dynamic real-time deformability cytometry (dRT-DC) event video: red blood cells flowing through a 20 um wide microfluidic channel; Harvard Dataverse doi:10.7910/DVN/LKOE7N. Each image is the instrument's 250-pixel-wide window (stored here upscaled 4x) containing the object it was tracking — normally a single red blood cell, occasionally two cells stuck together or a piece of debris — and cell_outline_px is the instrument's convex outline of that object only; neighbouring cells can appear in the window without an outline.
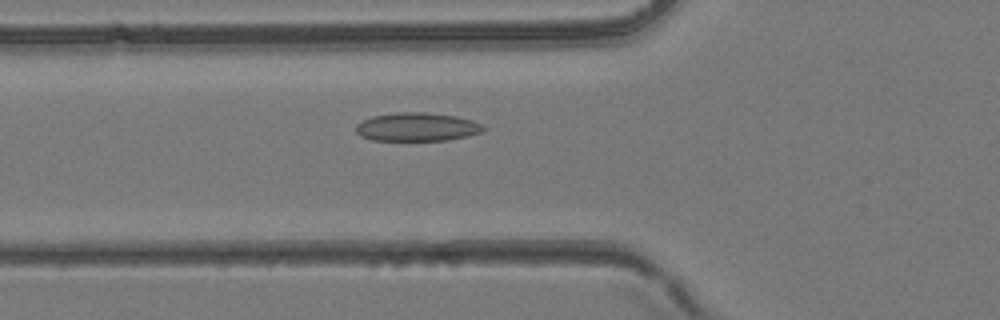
{"species": "common noctule bat (a hibernating species)", "species_latin": "Nyctalus noctula", "temperature_condition": "room temperature", "stored_images_in_passage": 42, "camera_frame_rate_fps": 3000, "um_per_image_px": 0.085, "animal": {"sex": "female", "body_mass_g": 24.6, "forearm_length_mm": 56.2}, "frame": {"image": 1, "passage_image": 14, "time_ms": 4.333, "image_size_px": [1000, 320], "cell_outline_px": [[484, 128], [480, 132], [468, 136], [448, 140], [372, 140], [360, 136], [356, 132], [356, 124], [360, 120], [372, 116], [396, 112], [424, 112], [456, 116], [472, 120], [480, 124]], "centroid_in_image_um": [35.39, 10.78], "position_along_channel_um": 90.4, "area_um2": 21.15}}
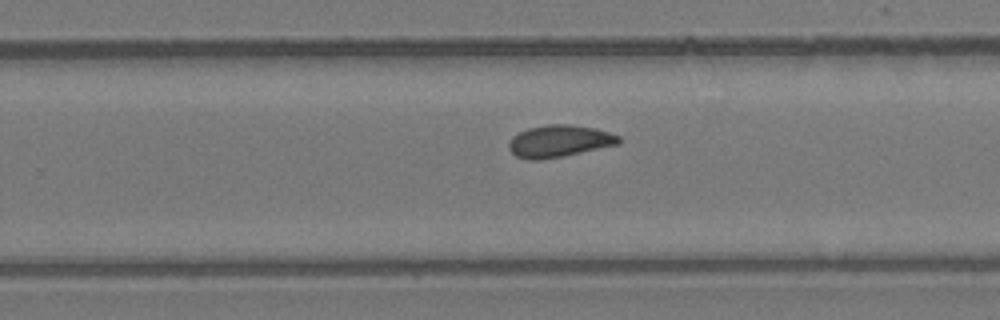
{"frame": {"image": 2, "passage_image": 26, "time_ms": 8.333, "image_size_px": [1000, 320], "cell_outline_px": [[620, 144], [564, 156], [540, 160], [528, 160], [516, 156], [508, 148], [508, 144], [512, 136], [528, 128], [548, 124], [568, 124], [596, 128], [620, 136]], "centroid_in_image_um": [47.53, 12.0], "position_along_channel_um": 282.3, "area_um2": 20.63}}
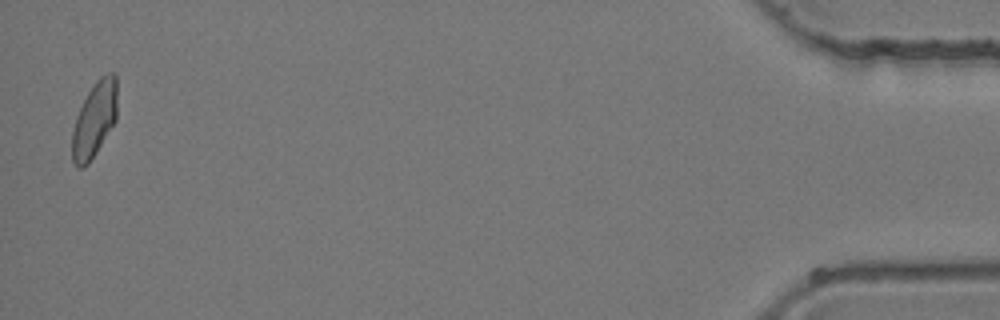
{"frame": {"image": 3, "passage_image": 41, "time_ms": 13.333, "image_size_px": [1000, 320], "cell_outline_px": [[116, 120], [96, 152], [88, 164], [80, 168], [76, 168], [72, 160], [72, 132], [76, 116], [88, 92], [96, 80], [100, 76], [108, 72], [116, 72]], "centroid_in_image_um": [8.02, 10.15], "position_along_channel_um": 427.2, "area_um2": 19.71}}